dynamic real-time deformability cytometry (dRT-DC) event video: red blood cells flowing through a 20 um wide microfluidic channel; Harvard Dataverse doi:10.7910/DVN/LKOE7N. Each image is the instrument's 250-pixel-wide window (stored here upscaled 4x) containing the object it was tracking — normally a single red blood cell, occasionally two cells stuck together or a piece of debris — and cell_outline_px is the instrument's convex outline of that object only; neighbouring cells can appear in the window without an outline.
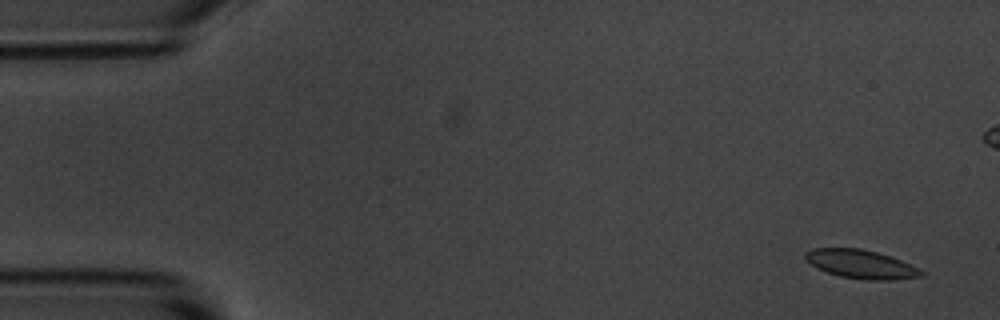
{"species": "common noctule bat (a hibernating species)", "species_latin": "Nyctalus noctula", "temperature_condition": "room temperature", "stored_images_in_passage": 5, "segment_of_instrument_passage": [2, 2], "camera_frame_rate_fps": 3000, "um_per_image_px": 0.085, "animal": {"sex": "male", "body_mass_g": 20.1, "forearm_length_mm": 53.5}, "frame": {"image": 1, "passage_image": 5, "time_ms": 4.667, "image_size_px": [1000, 320], "cell_outline_px": [[924, 276], [892, 280], [868, 280], [840, 276], [816, 268], [804, 260], [804, 252], [812, 248], [860, 248], [876, 252], [900, 260], [920, 268], [924, 272]], "centroid_in_image_um": [73.16, 22.45], "position_along_channel_um": 11.8, "area_um2": 19.42}}